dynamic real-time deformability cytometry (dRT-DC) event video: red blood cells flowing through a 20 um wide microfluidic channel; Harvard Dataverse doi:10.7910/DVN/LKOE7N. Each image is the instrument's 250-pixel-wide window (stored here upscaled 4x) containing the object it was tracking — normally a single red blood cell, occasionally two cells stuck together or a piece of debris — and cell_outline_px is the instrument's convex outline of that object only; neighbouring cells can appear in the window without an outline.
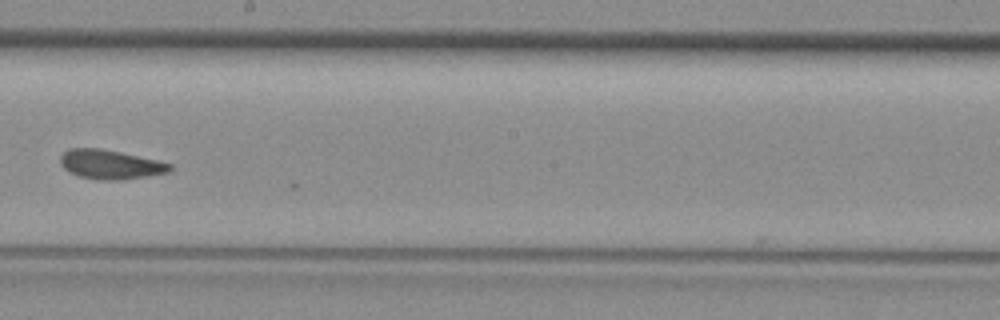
{"species": "common noctule bat (a hibernating species)", "species_latin": "Nyctalus noctula", "temperature_condition": "room temperature", "stored_images_in_passage": 24, "camera_frame_rate_fps": 3000, "um_per_image_px": 0.085, "animal": {"sex": "female", "body_mass_g": 29.2, "forearm_length_mm": 56.3}, "frame": {"image": 1, "passage_image": 23, "time_ms": 7.333, "image_size_px": [1000, 320], "cell_outline_px": [[172, 168], [168, 172], [148, 176], [124, 180], [96, 180], [80, 176], [64, 168], [60, 164], [60, 156], [68, 148], [100, 148], [120, 152], [156, 160], [172, 164]], "centroid_in_image_um": [9.37, 13.98], "position_along_channel_um": 238.8, "area_um2": 18.61}}